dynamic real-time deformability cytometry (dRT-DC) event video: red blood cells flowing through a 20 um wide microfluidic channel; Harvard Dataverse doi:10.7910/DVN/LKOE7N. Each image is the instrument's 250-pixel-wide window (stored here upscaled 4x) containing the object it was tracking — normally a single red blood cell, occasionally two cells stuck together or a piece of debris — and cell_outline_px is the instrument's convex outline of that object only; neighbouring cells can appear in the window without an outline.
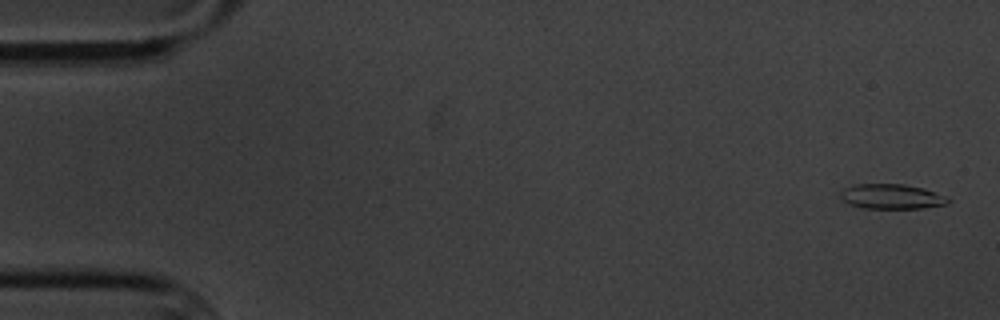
{"species": "common noctule bat (a hibernating species)", "species_latin": "Nyctalus noctula", "temperature_condition": "cold", "stored_images_in_passage": 5, "camera_frame_rate_fps": 3000, "um_per_image_px": 0.085, "animal": {"sex": "male", "body_mass_g": 20.1, "forearm_length_mm": 53.5}, "frame": {"image": 1, "passage_image": 1, "time_ms": 0.0, "image_size_px": [1000, 320], "cell_outline_px": [[952, 200], [948, 204], [924, 208], [864, 208], [848, 204], [840, 196], [840, 192], [844, 188], [852, 184], [904, 184], [924, 188], [944, 196]], "centroid_in_image_um": [75.78, 16.7], "position_along_channel_um": 9.2, "area_um2": 15.66}}